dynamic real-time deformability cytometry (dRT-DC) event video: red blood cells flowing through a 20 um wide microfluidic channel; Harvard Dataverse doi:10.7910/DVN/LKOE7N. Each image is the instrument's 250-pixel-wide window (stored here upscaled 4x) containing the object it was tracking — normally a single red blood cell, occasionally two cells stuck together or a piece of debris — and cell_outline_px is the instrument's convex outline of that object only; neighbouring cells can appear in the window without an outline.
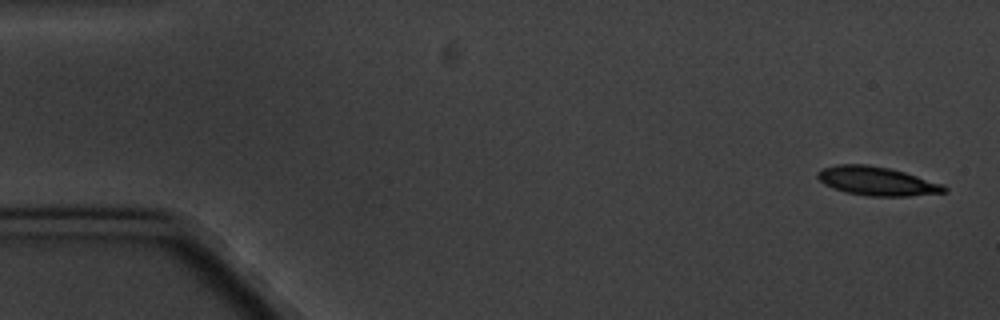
{"species": "common noctule bat (a hibernating species)", "species_latin": "Nyctalus noctula", "temperature_condition": "cold", "stored_images_in_passage": 4, "camera_frame_rate_fps": 3000, "um_per_image_px": 0.085, "animal": {"sex": "male", "body_mass_g": 20.1, "forearm_length_mm": 53.5}, "frame": {"image": 1, "passage_image": 1, "time_ms": 0.0, "image_size_px": [1000, 320], "cell_outline_px": [[948, 192], [908, 196], [868, 196], [844, 192], [832, 188], [824, 184], [816, 176], [816, 172], [820, 168], [836, 164], [868, 164], [888, 168], [904, 172], [944, 184], [948, 188]], "centroid_in_image_um": [74.51, 15.39], "position_along_channel_um": 10.5, "area_um2": 21.5}}
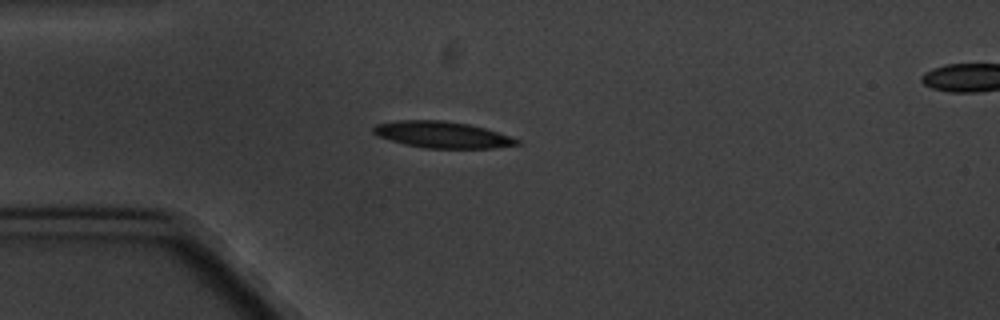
{"frame": {"image": 2, "passage_image": 4, "time_ms": 4.333, "image_size_px": [1000, 320], "cell_outline_px": [[520, 144], [492, 148], [424, 148], [404, 144], [380, 136], [372, 132], [372, 128], [376, 124], [396, 120], [444, 120], [468, 124], [484, 128], [520, 140]], "centroid_in_image_um": [37.56, 11.44], "position_along_channel_um": 47.4, "area_um2": 21.91}}